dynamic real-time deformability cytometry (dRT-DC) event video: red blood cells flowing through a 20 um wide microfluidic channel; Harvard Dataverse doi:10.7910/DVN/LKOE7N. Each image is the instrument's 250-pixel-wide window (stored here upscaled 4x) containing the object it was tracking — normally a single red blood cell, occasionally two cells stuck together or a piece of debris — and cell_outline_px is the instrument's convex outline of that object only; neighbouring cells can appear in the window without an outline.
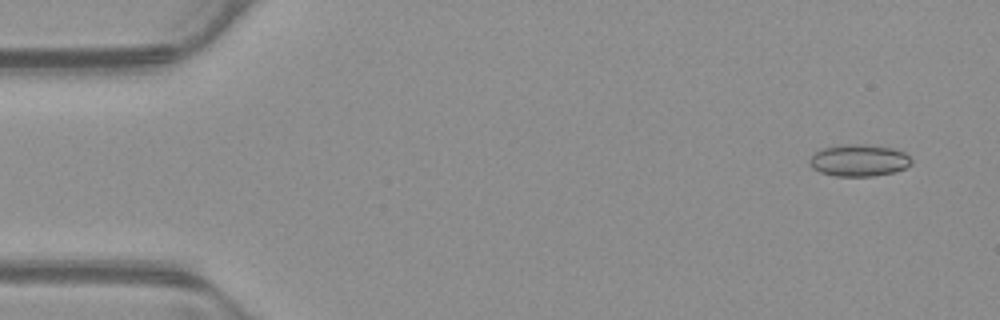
{"species": "common noctule bat (a hibernating species)", "species_latin": "Nyctalus noctula", "temperature_condition": "warm", "stored_images_in_passage": 54, "camera_frame_rate_fps": 3000, "um_per_image_px": 0.085, "animal": {"sex": "male", "body_mass_g": 23.1, "forearm_length_mm": 52.7}, "frame": {"image": 1, "passage_image": 4, "time_ms": 1.0, "image_size_px": [1000, 320], "cell_outline_px": [[912, 164], [896, 172], [872, 176], [836, 176], [820, 172], [812, 168], [808, 164], [808, 160], [820, 148], [840, 144], [864, 144], [892, 148], [904, 152], [912, 160]], "centroid_in_image_um": [72.98, 13.63], "position_along_channel_um": 12.0, "area_um2": 19.13}}
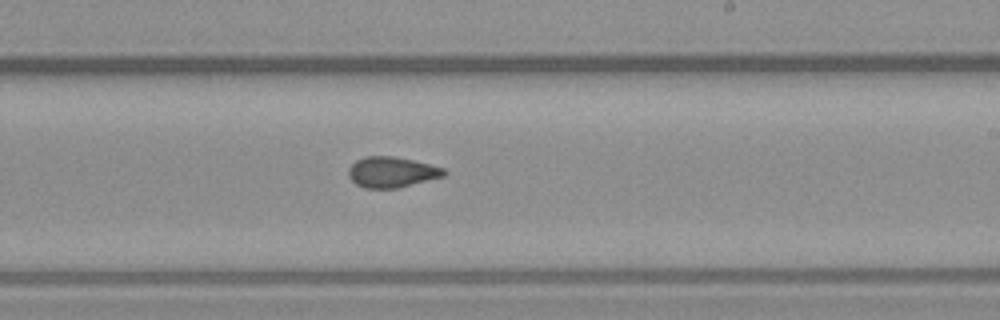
{"frame": {"image": 2, "passage_image": 32, "time_ms": 10.333, "image_size_px": [1000, 320], "cell_outline_px": [[448, 172], [444, 176], [400, 188], [364, 188], [356, 184], [348, 176], [348, 168], [356, 160], [364, 156], [392, 156], [412, 160], [444, 168]], "centroid_in_image_um": [33.29, 14.63], "position_along_channel_um": 255.7, "area_um2": 17.11}}
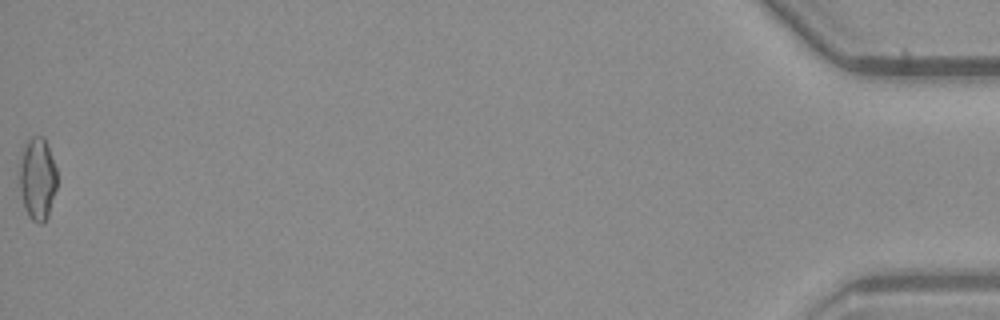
{"frame": {"image": 3, "passage_image": 54, "time_ms": 17.667, "image_size_px": [1000, 320], "cell_outline_px": [[56, 188], [48, 216], [40, 224], [32, 220], [28, 216], [24, 208], [16, 176], [24, 144], [32, 136], [44, 136], [56, 168]], "centroid_in_image_um": [3.13, 15.18], "position_along_channel_um": 432.1, "area_um2": 18.44}, "authors_computed_cell_mechanics": {"area_um2": 17.3689, "velocity_mm_per_s": 3.8921, "shape_relaxation_time_tau1_ms": null, "shape_relaxation_time_tau2_ms": 2.1778, "deformation_change_tau1": null, "deformation_change_tau2": 0.0748}}